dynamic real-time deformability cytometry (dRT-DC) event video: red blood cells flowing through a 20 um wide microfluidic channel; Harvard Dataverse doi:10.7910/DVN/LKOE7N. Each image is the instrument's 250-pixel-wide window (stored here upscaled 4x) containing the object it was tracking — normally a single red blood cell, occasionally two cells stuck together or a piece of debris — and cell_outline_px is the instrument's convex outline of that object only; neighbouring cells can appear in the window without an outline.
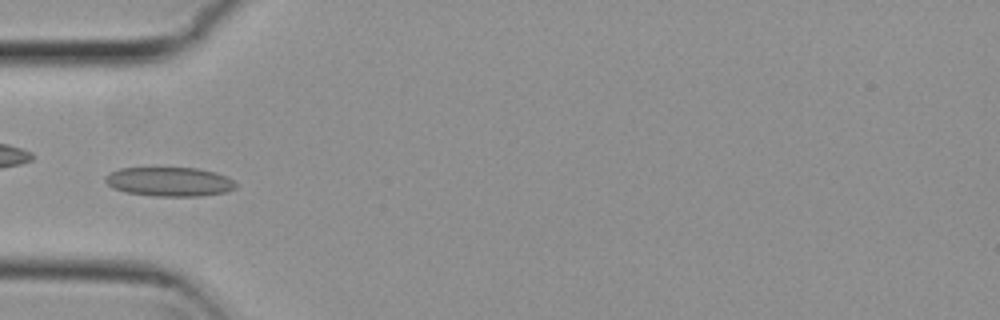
{"species": "common noctule bat (a hibernating species)", "species_latin": "Nyctalus noctula", "temperature_condition": "cold", "stored_images_in_passage": 5, "camera_frame_rate_fps": 3000, "um_per_image_px": 0.085, "animal": {"sex": "female", "body_mass_g": 29.2, "forearm_length_mm": 56.3}, "frame": {"image": 1, "passage_image": 5, "time_ms": 1.333, "image_size_px": [1000, 320], "cell_outline_px": [[236, 188], [224, 192], [200, 196], [152, 196], [124, 192], [112, 188], [104, 180], [104, 176], [120, 168], [196, 168], [216, 172], [228, 176], [236, 184]], "centroid_in_image_um": [14.39, 15.45], "position_along_channel_um": 70.6, "area_um2": 22.25}}